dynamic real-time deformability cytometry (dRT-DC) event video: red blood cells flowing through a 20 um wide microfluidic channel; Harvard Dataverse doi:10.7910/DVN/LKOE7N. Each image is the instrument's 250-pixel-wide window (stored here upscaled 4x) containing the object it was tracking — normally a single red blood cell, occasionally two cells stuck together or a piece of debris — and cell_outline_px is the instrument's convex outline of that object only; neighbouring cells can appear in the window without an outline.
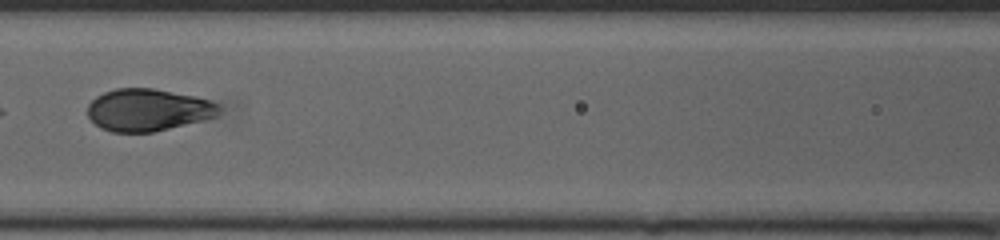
{"species": "human", "species_latin": "Homo sapiens", "temperature_condition": "cold", "stored_images_in_passage": 48, "segment_of_instrument_passage": [2, 2], "camera_frame_rate_fps": 3000, "um_per_image_px": 0.085, "donor": {"sex": "female"}, "frame": {"image": 1, "passage_image": 24, "time_ms": 7.667, "image_size_px": [1000, 240], "cell_outline_px": [[220, 112], [216, 116], [152, 132], [112, 132], [100, 128], [88, 116], [88, 104], [96, 96], [104, 92], [116, 88], [152, 88], [196, 96], [220, 104]], "centroid_in_image_um": [12.56, 9.33], "position_along_channel_um": 154.0, "area_um2": 32.14}}
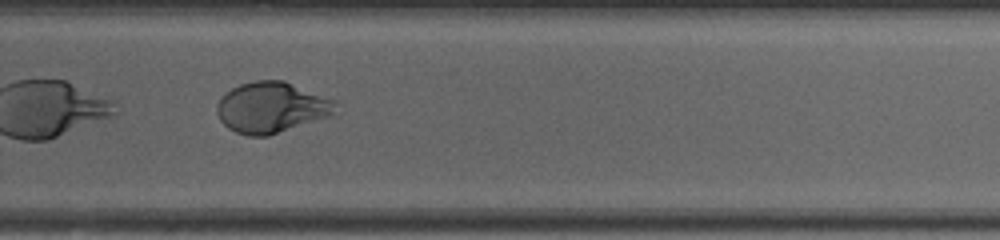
{"frame": {"image": 2, "passage_image": 35, "time_ms": 11.333, "image_size_px": [1000, 240], "cell_outline_px": [[336, 116], [268, 136], [248, 136], [236, 132], [228, 128], [220, 120], [216, 112], [216, 104], [220, 96], [224, 92], [240, 84], [256, 80], [284, 80], [336, 100]], "centroid_in_image_um": [23.11, 9.14], "position_along_channel_um": 306.7, "area_um2": 35.95}}